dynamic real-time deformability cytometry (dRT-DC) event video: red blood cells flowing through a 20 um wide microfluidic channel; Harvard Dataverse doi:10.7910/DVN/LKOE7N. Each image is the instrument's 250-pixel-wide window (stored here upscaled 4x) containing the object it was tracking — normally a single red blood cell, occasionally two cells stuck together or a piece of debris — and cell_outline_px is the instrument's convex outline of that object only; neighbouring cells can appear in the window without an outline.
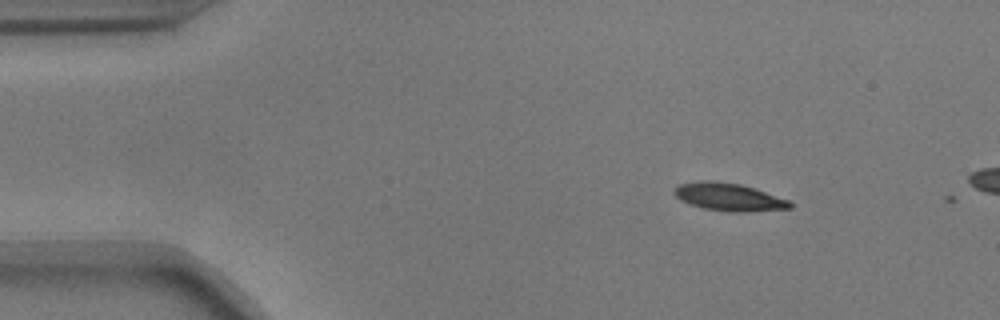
{"species": "common noctule bat (a hibernating species)", "species_latin": "Nyctalus noctula", "temperature_condition": "warm", "stored_images_in_passage": 2, "camera_frame_rate_fps": 3000, "um_per_image_px": 0.085, "animal": {"sex": "male", "body_mass_g": 17.9}, "frame": {"image": 1, "passage_image": 1, "time_ms": 0.0, "image_size_px": [1000, 320], "cell_outline_px": [[792, 208], [748, 212], [728, 212], [704, 208], [688, 204], [680, 200], [672, 192], [680, 184], [700, 180], [716, 180], [740, 184], [788, 200], [792, 204]], "centroid_in_image_um": [61.9, 16.75], "position_along_channel_um": 23.1, "area_um2": 18.67}}